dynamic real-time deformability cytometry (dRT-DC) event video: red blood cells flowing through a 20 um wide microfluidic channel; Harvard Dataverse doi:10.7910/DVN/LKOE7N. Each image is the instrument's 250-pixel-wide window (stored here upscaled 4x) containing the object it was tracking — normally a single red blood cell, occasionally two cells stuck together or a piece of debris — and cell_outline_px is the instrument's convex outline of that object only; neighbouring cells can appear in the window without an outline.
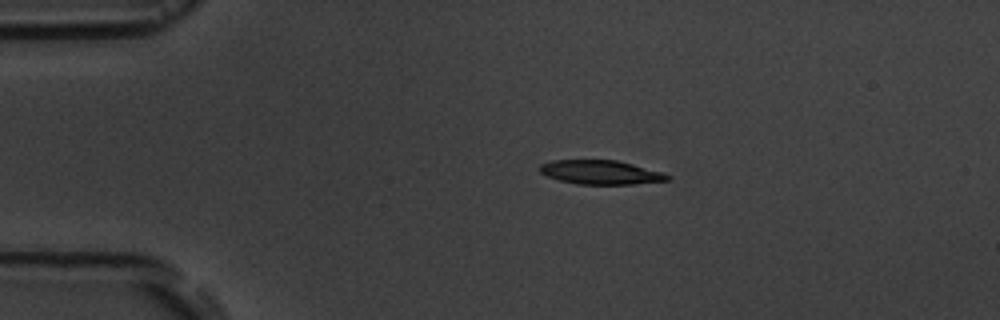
{"species": "common noctule bat (a hibernating species)", "species_latin": "Nyctalus noctula", "temperature_condition": "room temperature", "stored_images_in_passage": 9, "camera_frame_rate_fps": 3000, "um_per_image_px": 0.085, "animal": {"sex": "male", "body_mass_g": 19.5, "forearm_length_mm": 54.6}, "frame": {"image": 1, "passage_image": 1, "time_ms": 0.0, "image_size_px": [1000, 320], "cell_outline_px": [[672, 176], [668, 180], [632, 184], [576, 184], [560, 180], [548, 176], [540, 172], [540, 164], [552, 160], [616, 160], [664, 172]], "centroid_in_image_um": [51.07, 14.64], "position_along_channel_um": 33.9, "area_um2": 17.8}}
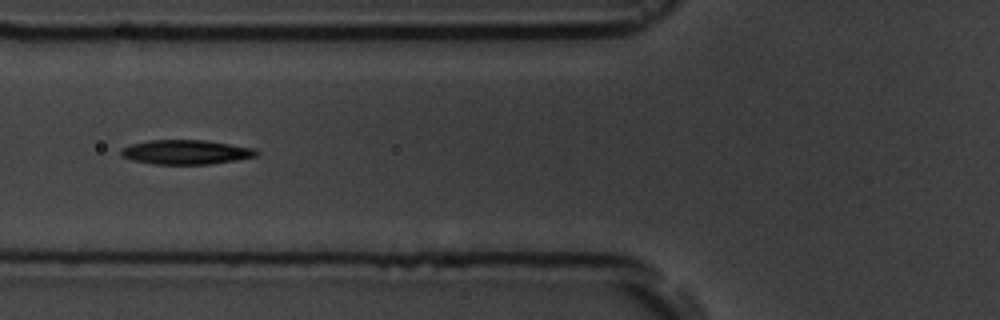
{"frame": {"image": 2, "passage_image": 4, "time_ms": 3.333, "image_size_px": [1000, 320], "cell_outline_px": [[260, 152], [256, 156], [236, 160], [208, 164], [152, 164], [132, 160], [120, 156], [120, 148], [132, 144], [148, 140], [208, 140], [256, 148]], "centroid_in_image_um": [15.81, 12.92], "position_along_channel_um": 110.0, "area_um2": 19.48}}
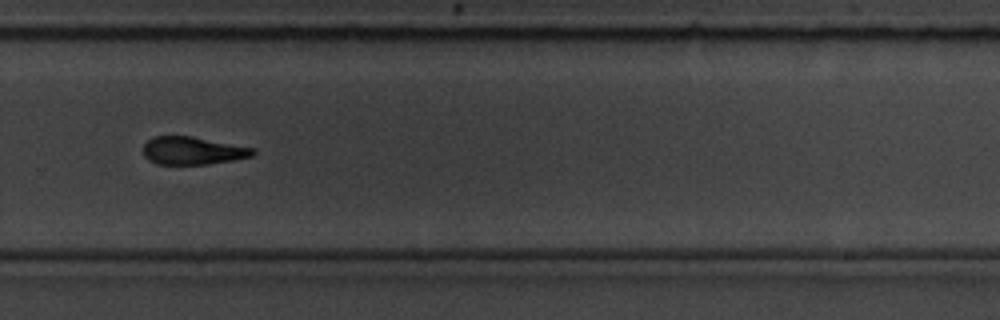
{"frame": {"image": 3, "passage_image": 9, "time_ms": 9.0, "image_size_px": [1000, 320], "cell_outline_px": [[256, 152], [252, 156], [232, 160], [208, 164], [156, 164], [148, 160], [144, 156], [144, 144], [152, 136], [192, 136], [256, 148]], "centroid_in_image_um": [16.38, 12.8], "position_along_channel_um": 313.4, "area_um2": 17.86}}